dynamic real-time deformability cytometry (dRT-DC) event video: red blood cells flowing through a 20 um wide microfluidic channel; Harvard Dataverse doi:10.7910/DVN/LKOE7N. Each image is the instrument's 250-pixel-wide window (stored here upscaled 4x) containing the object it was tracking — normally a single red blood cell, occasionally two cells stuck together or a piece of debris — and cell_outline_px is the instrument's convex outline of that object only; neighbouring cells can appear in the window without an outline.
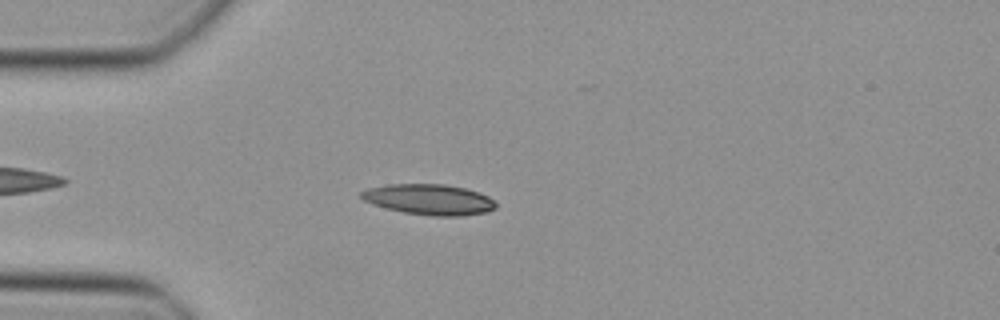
{"species": "Egyptian fruit bat (a non-hibernating species)", "species_latin": "Rousettus aegyptiacus", "temperature_condition": "cold", "stored_images_in_passage": 39, "camera_frame_rate_fps": 3000, "um_per_image_px": 0.085, "animal": {"sex": "female"}, "frame": {"image": 1, "passage_image": 4, "time_ms": 1.0, "image_size_px": [1000, 320], "cell_outline_px": [[496, 208], [488, 212], [460, 216], [432, 216], [404, 212], [372, 204], [364, 200], [360, 196], [360, 192], [368, 188], [388, 184], [444, 184], [464, 188], [480, 192], [488, 196], [496, 204]], "centroid_in_image_um": [36.49, 16.95], "position_along_channel_um": 48.5, "area_um2": 23.99}}
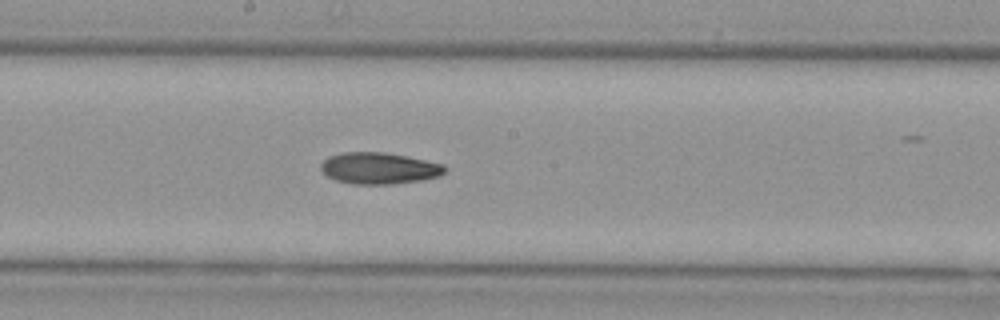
{"frame": {"image": 2, "passage_image": 17, "time_ms": 5.333, "image_size_px": [1000, 320], "cell_outline_px": [[448, 168], [440, 176], [420, 180], [388, 184], [352, 184], [336, 180], [328, 176], [320, 168], [320, 164], [328, 156], [340, 152], [384, 152], [408, 156], [444, 164]], "centroid_in_image_um": [32.22, 14.29], "position_along_channel_um": 216.0, "area_um2": 22.83}}
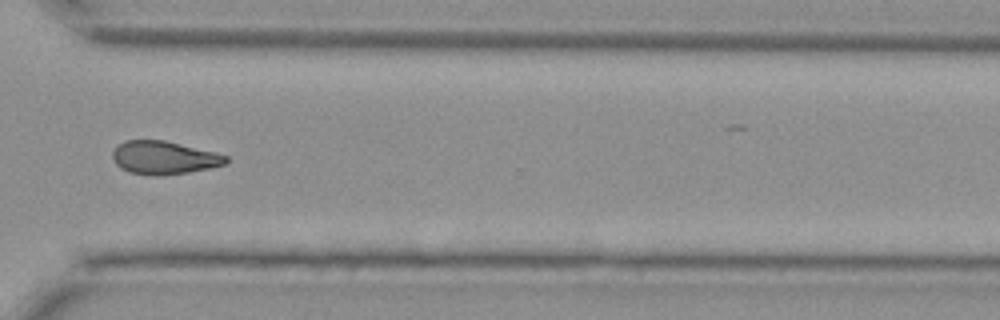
{"frame": {"image": 3, "passage_image": 27, "time_ms": 8.667, "image_size_px": [1000, 320], "cell_outline_px": [[228, 164], [188, 172], [160, 176], [152, 176], [128, 172], [120, 168], [112, 160], [112, 152], [124, 140], [164, 140], [216, 152], [228, 156]], "centroid_in_image_um": [13.94, 13.41], "position_along_channel_um": 356.7, "area_um2": 22.08}}